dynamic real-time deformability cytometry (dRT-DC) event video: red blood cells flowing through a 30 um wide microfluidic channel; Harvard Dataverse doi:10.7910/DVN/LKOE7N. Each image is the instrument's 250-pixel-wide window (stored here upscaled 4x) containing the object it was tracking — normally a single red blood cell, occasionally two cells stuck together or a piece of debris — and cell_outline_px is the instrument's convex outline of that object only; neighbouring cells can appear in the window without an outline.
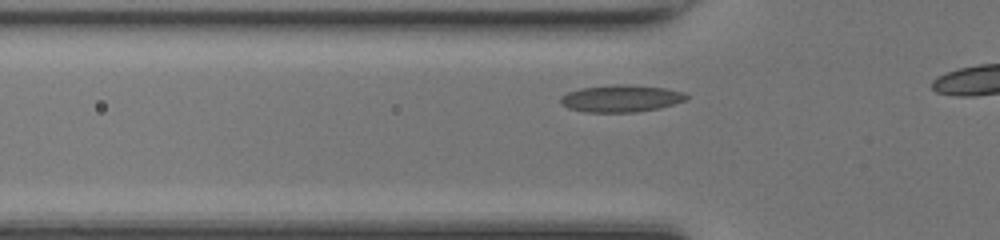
{"species": "common noctule bat (a hibernating species)", "species_latin": "Nyctalus noctula", "temperature_condition": "room temperature", "stored_images_in_passage": 19, "camera_frame_rate_fps": 3000, "um_per_image_px": 0.085, "animal": {"sex": "female", "body_mass_g": 17.0, "forearm_length_mm": 48.0}, "frame": {"image": 1, "passage_image": 11, "time_ms": 3.333, "image_size_px": [1000, 240], "cell_outline_px": [[688, 96], [684, 100], [660, 108], [636, 112], [584, 112], [568, 108], [560, 100], [560, 96], [568, 92], [580, 88], [616, 84], [632, 84], [664, 88], [684, 92]], "centroid_in_image_um": [52.77, 8.36], "position_along_channel_um": 73.0, "area_um2": 19.83}}
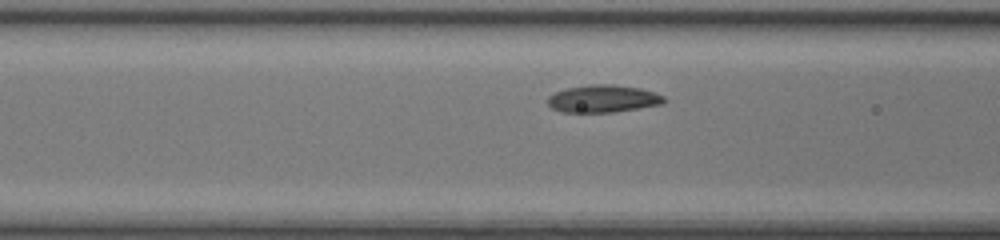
{"frame": {"image": 2, "passage_image": 14, "time_ms": 4.333, "image_size_px": [1000, 240], "cell_outline_px": [[668, 100], [664, 104], [612, 112], [560, 112], [552, 108], [548, 104], [548, 96], [556, 92], [568, 88], [592, 84], [612, 84], [640, 88], [664, 96]], "centroid_in_image_um": [51.28, 8.39], "position_along_channel_um": 115.3, "area_um2": 18.55}}
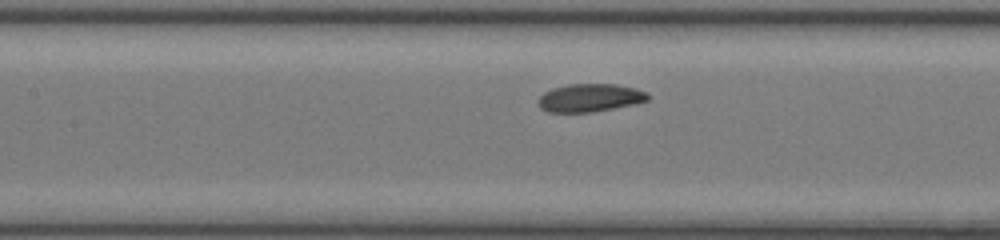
{"frame": {"image": 3, "passage_image": 17, "time_ms": 5.333, "image_size_px": [1000, 240], "cell_outline_px": [[652, 96], [648, 100], [636, 104], [592, 112], [548, 112], [540, 108], [536, 100], [544, 92], [552, 88], [568, 84], [616, 84], [636, 88], [648, 92]], "centroid_in_image_um": [50.16, 8.31], "position_along_channel_um": 157.2, "area_um2": 18.21}}